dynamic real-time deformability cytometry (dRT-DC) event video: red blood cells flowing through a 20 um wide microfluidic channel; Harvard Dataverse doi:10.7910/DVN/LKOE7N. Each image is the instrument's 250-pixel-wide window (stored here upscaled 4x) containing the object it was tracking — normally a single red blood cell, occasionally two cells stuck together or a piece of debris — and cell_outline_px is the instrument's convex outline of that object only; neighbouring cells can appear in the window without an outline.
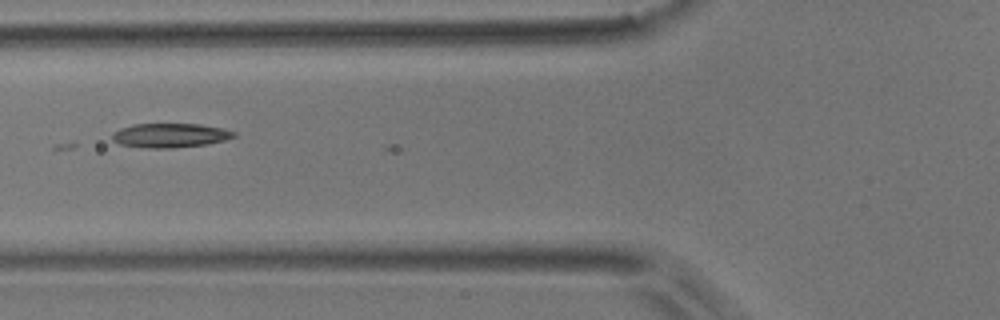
{"species": "common noctule bat (a hibernating species)", "species_latin": "Nyctalus noctula", "temperature_condition": "room temperature", "stored_images_in_passage": 4, "camera_frame_rate_fps": 3000, "um_per_image_px": 0.085, "animal": {"sex": "male", "body_mass_g": 17.9}, "frame": {"image": 1, "passage_image": 3, "time_ms": 2.333, "image_size_px": [1000, 320], "cell_outline_px": [[236, 136], [224, 140], [208, 144], [172, 148], [148, 148], [120, 144], [112, 140], [112, 136], [120, 128], [132, 124], [200, 124], [224, 128], [236, 132]], "centroid_in_image_um": [14.49, 11.5], "position_along_channel_um": 111.3, "area_um2": 17.17}}
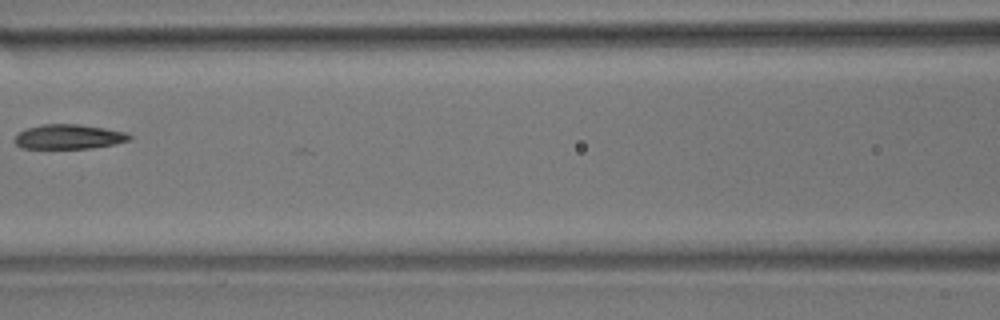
{"frame": {"image": 2, "passage_image": 4, "time_ms": 3.667, "image_size_px": [1000, 320], "cell_outline_px": [[132, 140], [92, 148], [20, 148], [16, 144], [16, 136], [20, 132], [28, 128], [44, 124], [76, 124], [104, 128], [124, 132], [132, 136]], "centroid_in_image_um": [5.87, 11.62], "position_along_channel_um": 160.7, "area_um2": 16.18}}